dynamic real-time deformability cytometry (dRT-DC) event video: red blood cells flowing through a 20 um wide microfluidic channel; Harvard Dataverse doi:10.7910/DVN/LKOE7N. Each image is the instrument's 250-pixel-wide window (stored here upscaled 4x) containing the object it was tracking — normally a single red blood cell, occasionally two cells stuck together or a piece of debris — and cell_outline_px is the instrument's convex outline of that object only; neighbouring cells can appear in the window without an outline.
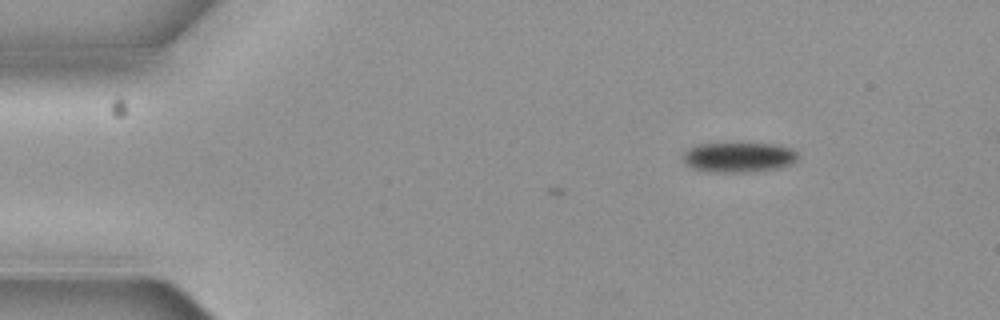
{"species": "common noctule bat (a hibernating species)", "species_latin": "Nyctalus noctula", "temperature_condition": "cold", "stored_images_in_passage": 2, "camera_frame_rate_fps": 3000, "um_per_image_px": 0.085, "animal": {"sex": "female", "body_mass_g": 19.3, "forearm_length_mm": 54.1}, "frame": {"image": 1, "passage_image": 2, "time_ms": 0.333, "image_size_px": [1000, 320], "cell_outline_px": [[796, 160], [792, 164], [780, 168], [752, 172], [708, 172], [692, 168], [684, 164], [680, 156], [688, 148], [700, 144], [772, 144], [792, 148], [796, 152]], "centroid_in_image_um": [62.74, 13.39], "position_along_channel_um": 22.3, "area_um2": 20.23}}